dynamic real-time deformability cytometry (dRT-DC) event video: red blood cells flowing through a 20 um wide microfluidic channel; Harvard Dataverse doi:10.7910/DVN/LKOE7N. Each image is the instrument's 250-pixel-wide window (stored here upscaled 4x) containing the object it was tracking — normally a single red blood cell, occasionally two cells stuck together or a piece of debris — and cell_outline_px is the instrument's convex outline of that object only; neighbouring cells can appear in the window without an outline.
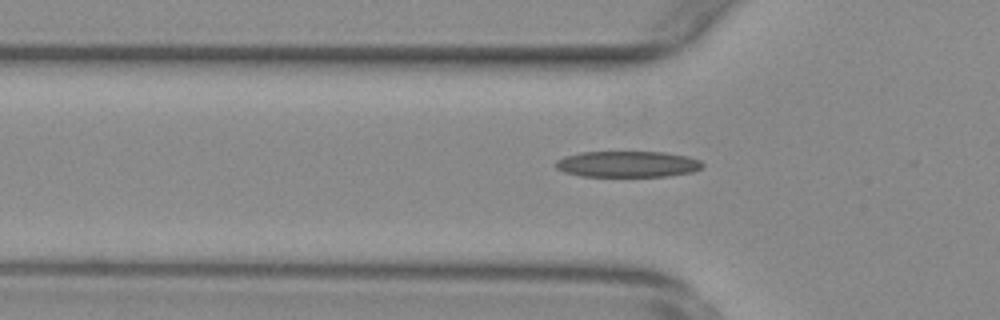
{"species": "common noctule bat (a hibernating species)", "species_latin": "Nyctalus noctula", "temperature_condition": "warm", "stored_images_in_passage": 7, "camera_frame_rate_fps": 3000, "um_per_image_px": 0.085, "animal": {"sex": "female", "body_mass_g": 29.2, "forearm_length_mm": 56.3}, "frame": {"image": 1, "passage_image": 2, "time_ms": 0.333, "image_size_px": [1000, 320], "cell_outline_px": [[704, 164], [700, 168], [692, 172], [668, 176], [580, 176], [564, 172], [556, 168], [556, 160], [564, 156], [580, 152], [664, 152], [688, 156], [700, 160]], "centroid_in_image_um": [53.33, 13.95], "position_along_channel_um": 72.5, "area_um2": 22.37}}
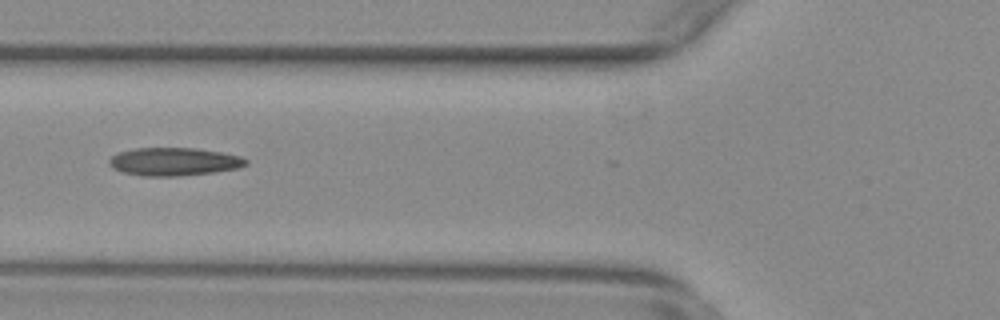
{"frame": {"image": 2, "passage_image": 5, "time_ms": 1.333, "image_size_px": [1000, 320], "cell_outline_px": [[248, 164], [240, 168], [212, 172], [176, 176], [144, 176], [124, 172], [112, 168], [108, 164], [108, 160], [116, 152], [136, 148], [196, 148], [220, 152], [240, 156], [248, 160]], "centroid_in_image_um": [14.77, 13.73], "position_along_channel_um": 111.0, "area_um2": 22.37}}